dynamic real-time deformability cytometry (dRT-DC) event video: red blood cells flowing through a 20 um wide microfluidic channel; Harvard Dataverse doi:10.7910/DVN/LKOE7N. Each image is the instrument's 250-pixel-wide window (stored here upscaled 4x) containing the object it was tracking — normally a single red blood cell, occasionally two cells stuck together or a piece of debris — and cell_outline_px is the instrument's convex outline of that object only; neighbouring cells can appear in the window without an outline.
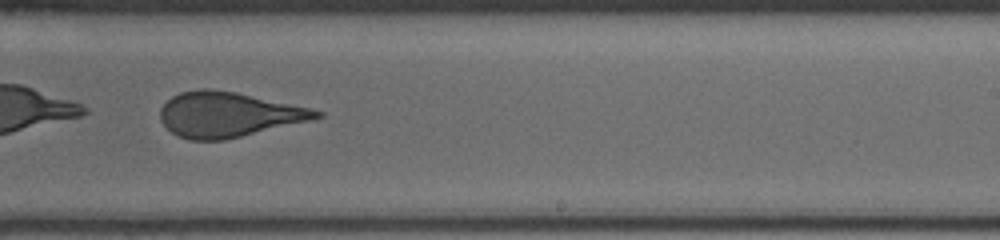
{"species": "human", "species_latin": "Homo sapiens", "temperature_condition": "cold", "stored_images_in_passage": 56, "camera_frame_rate_fps": 3000, "um_per_image_px": 0.085, "donor": {"sex": "male"}, "frame": {"image": 1, "passage_image": 40, "time_ms": 13.0, "image_size_px": [1000, 240], "cell_outline_px": [[324, 116], [308, 120], [224, 140], [188, 140], [176, 136], [160, 120], [160, 108], [172, 96], [180, 92], [200, 88], [208, 88], [236, 92], [308, 108], [324, 112]], "centroid_in_image_um": [19.33, 9.73], "position_along_channel_um": 269.7, "area_um2": 40.4}}